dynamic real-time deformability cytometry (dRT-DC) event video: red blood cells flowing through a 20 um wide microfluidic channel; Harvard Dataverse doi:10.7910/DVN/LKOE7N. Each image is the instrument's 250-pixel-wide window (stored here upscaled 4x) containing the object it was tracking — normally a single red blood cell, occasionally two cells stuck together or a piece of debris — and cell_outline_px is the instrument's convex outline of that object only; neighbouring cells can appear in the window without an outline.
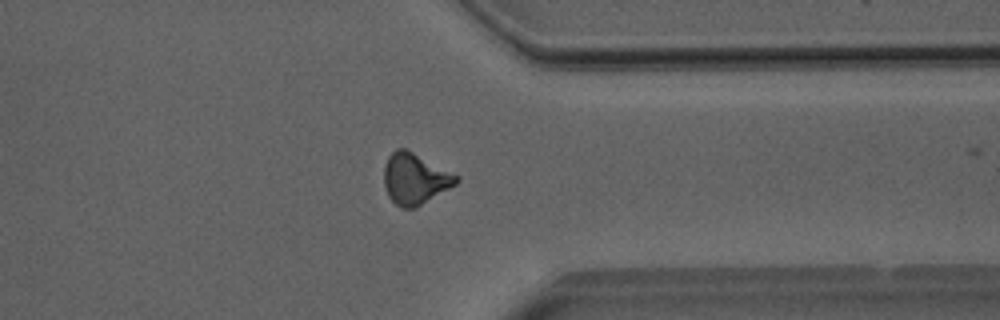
{"species": "Egyptian fruit bat (a non-hibernating species)", "species_latin": "Rousettus aegyptiacus", "temperature_condition": "room temperature", "stored_images_in_passage": 40, "camera_frame_rate_fps": 3000, "um_per_image_px": 0.085, "animal": {"sex": "male"}, "frame": {"image": 1, "passage_image": 39, "time_ms": 12.667, "image_size_px": [1000, 320], "cell_outline_px": [[460, 180], [456, 184], [416, 208], [400, 208], [388, 196], [384, 184], [384, 164], [388, 156], [396, 148], [404, 148], [460, 176]], "centroid_in_image_um": [35.26, 15.2], "position_along_channel_um": 376.1, "area_um2": 21.44}}